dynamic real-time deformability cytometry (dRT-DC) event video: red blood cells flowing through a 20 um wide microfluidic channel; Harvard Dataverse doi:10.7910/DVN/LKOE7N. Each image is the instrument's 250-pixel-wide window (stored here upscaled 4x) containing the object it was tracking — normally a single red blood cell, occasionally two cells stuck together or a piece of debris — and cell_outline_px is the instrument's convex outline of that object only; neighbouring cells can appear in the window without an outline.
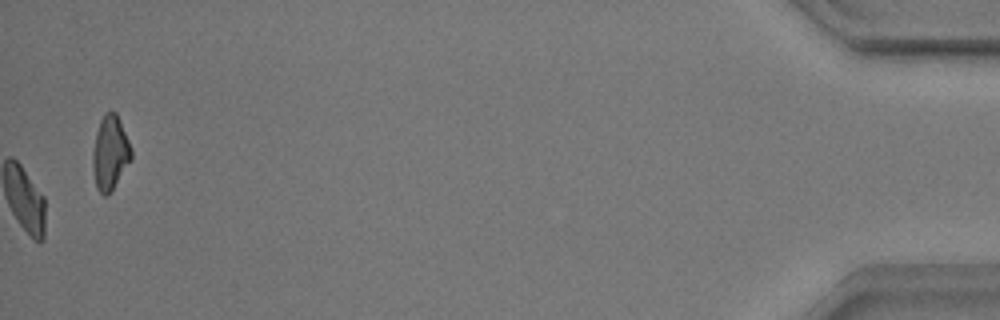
{"species": "common noctule bat (a hibernating species)", "species_latin": "Nyctalus noctula", "temperature_condition": "warm", "stored_images_in_passage": 44, "camera_frame_rate_fps": 3000, "um_per_image_px": 0.085, "animal": {"sex": "male", "body_mass_g": 17.9}, "frame": {"image": 1, "passage_image": 44, "time_ms": 14.333, "image_size_px": [1000, 320], "cell_outline_px": [[132, 160], [108, 196], [104, 196], [96, 188], [92, 168], [92, 152], [96, 132], [100, 120], [104, 112], [116, 112], [120, 120], [132, 148]], "centroid_in_image_um": [9.36, 13.0], "position_along_channel_um": 425.8, "area_um2": 16.99}, "authors_computed_cell_mechanics": {"area_um2": 17.1955, "velocity_mm_per_s": 3.5379, "shape_relaxation_time_tau1_ms": 7.2959, "shape_relaxation_time_tau2_ms": 5.6192, "deformation_change_tau1": 0.1762, "deformation_change_tau2": 0.1059}}